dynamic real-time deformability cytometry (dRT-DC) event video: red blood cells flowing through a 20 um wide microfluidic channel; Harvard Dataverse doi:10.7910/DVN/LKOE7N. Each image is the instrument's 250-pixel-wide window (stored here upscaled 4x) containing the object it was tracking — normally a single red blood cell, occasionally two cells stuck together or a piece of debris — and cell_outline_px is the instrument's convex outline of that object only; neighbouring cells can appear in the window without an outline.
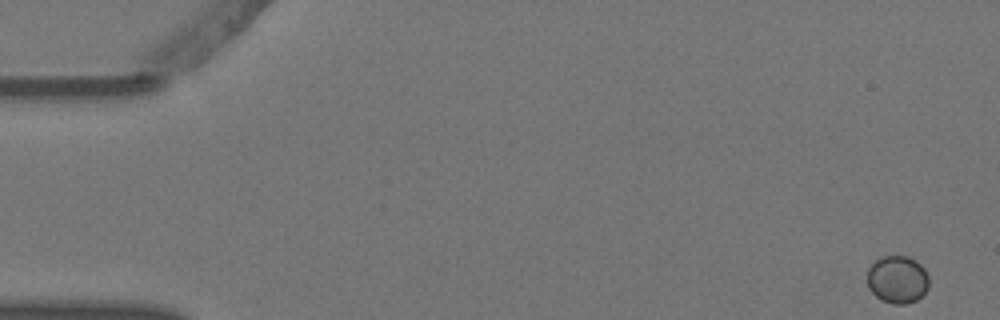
{"species": "Egyptian fruit bat (a non-hibernating species)", "species_latin": "Rousettus aegyptiacus", "temperature_condition": "warm", "stored_images_in_passage": 5, "camera_frame_rate_fps": 3000, "um_per_image_px": 0.085, "animal": {"sex": "female"}, "frame": {"image": 1, "passage_image": 1, "time_ms": 0.0, "image_size_px": [1000, 320], "cell_outline_px": [[928, 288], [916, 300], [908, 304], [892, 304], [880, 300], [868, 288], [868, 268], [880, 256], [908, 256], [916, 260], [924, 268], [928, 276]], "centroid_in_image_um": [76.28, 23.76], "position_along_channel_um": 8.7, "area_um2": 17.22}}
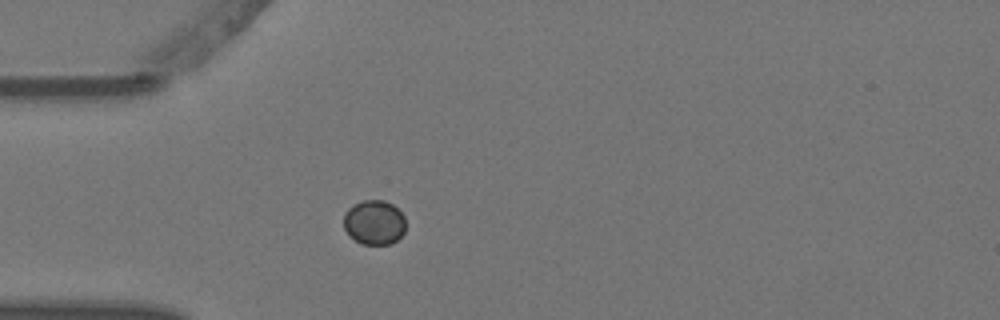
{"frame": {"image": 2, "passage_image": 5, "time_ms": 1.333, "image_size_px": [1000, 320], "cell_outline_px": [[404, 232], [392, 244], [360, 244], [348, 236], [344, 228], [344, 212], [352, 204], [364, 200], [384, 200], [392, 204], [404, 216]], "centroid_in_image_um": [31.77, 18.91], "position_along_channel_um": 53.2, "area_um2": 16.24}}